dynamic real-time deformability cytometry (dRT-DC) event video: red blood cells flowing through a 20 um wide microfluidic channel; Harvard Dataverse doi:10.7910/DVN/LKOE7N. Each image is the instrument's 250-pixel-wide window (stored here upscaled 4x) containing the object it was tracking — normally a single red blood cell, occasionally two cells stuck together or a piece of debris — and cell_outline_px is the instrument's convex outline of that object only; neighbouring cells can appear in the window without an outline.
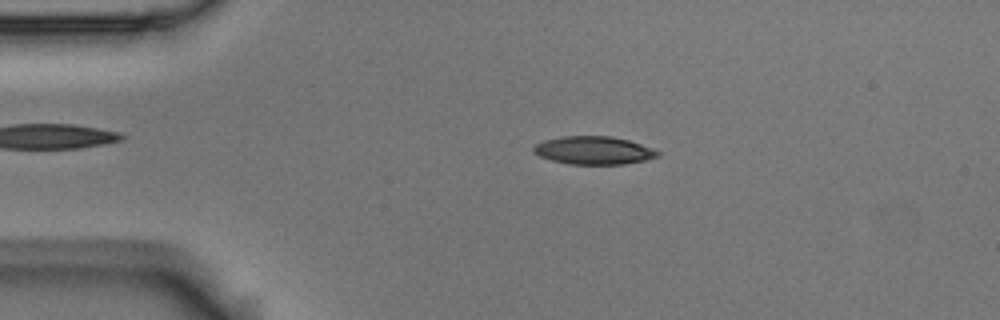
{"species": "Egyptian fruit bat (a non-hibernating species)", "species_latin": "Rousettus aegyptiacus", "temperature_condition": "room temperature", "stored_images_in_passage": 3, "camera_frame_rate_fps": 3000, "um_per_image_px": 0.085, "animal": {"sex": "male"}, "frame": {"image": 1, "passage_image": 2, "time_ms": 0.333, "image_size_px": [1000, 320], "cell_outline_px": [[660, 156], [644, 160], [624, 164], [568, 164], [552, 160], [540, 156], [532, 152], [532, 148], [536, 144], [544, 140], [560, 136], [612, 136], [628, 140], [652, 148], [660, 152]], "centroid_in_image_um": [50.44, 12.78], "position_along_channel_um": 34.6, "area_um2": 20.29}}